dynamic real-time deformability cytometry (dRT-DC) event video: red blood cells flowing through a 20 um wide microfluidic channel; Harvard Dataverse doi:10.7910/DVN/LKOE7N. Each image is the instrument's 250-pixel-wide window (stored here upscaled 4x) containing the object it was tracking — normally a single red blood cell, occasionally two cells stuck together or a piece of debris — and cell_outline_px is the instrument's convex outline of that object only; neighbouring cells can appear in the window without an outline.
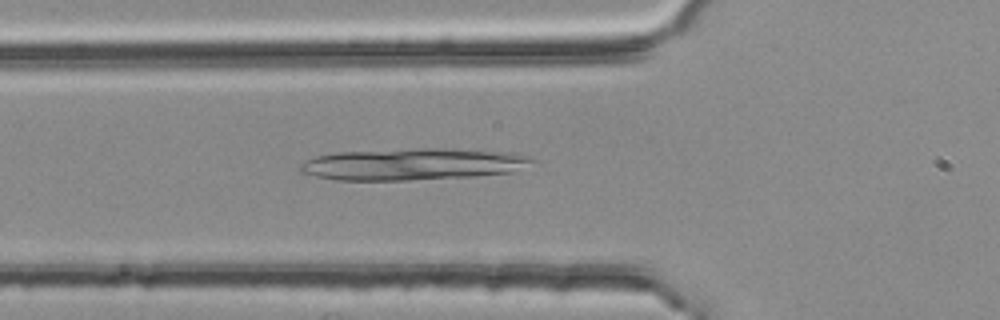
{"species": "common noctule bat (a hibernating species)", "species_latin": "Nyctalus noctula", "temperature_condition": "room temperature", "stored_images_in_passage": 39, "camera_frame_rate_fps": 3000, "um_per_image_px": 0.085, "animal": {"sex": "female", "body_mass_g": 25.1}, "frame": {"image": 1, "passage_image": 4, "time_ms": 1.0, "image_size_px": [1000, 320], "cell_outline_px": [[540, 160], [512, 172], [476, 176], [408, 180], [336, 180], [316, 176], [300, 172], [300, 164], [316, 156], [336, 152], [428, 148], [452, 148], [512, 152], [532, 156]], "centroid_in_image_um": [35.19, 13.94], "position_along_channel_um": 90.6, "area_um2": 43.23}}
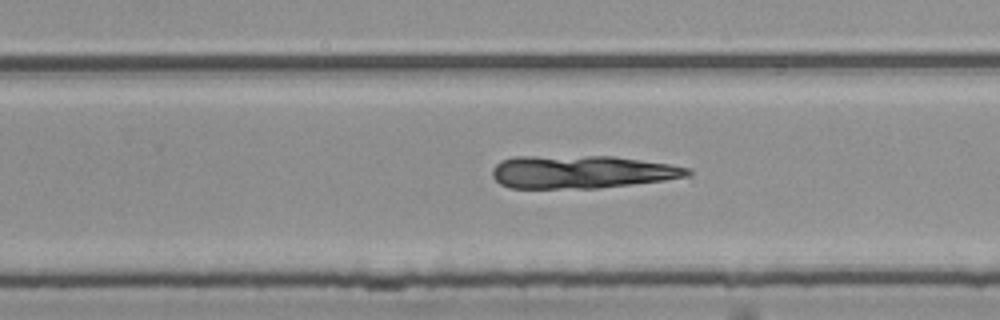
{"frame": {"image": 2, "passage_image": 19, "time_ms": 6.0, "image_size_px": [1000, 320], "cell_outline_px": [[692, 172], [688, 176], [664, 180], [600, 188], [508, 188], [500, 184], [492, 176], [492, 168], [500, 160], [516, 156], [616, 156], [668, 164], [688, 168]], "centroid_in_image_um": [49.39, 14.61], "position_along_channel_um": 280.4, "area_um2": 37.63}}
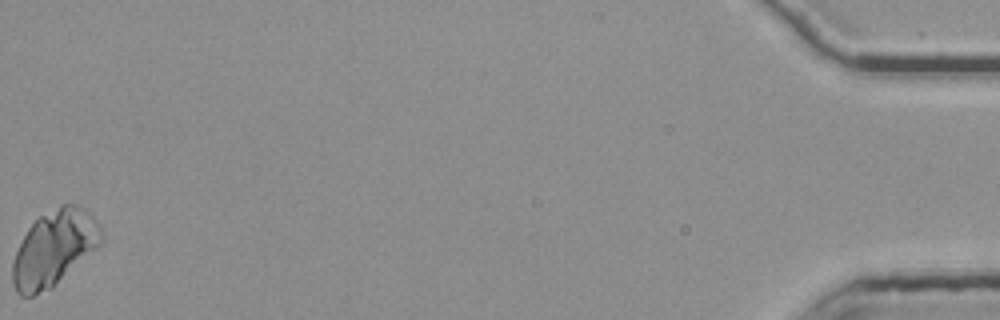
{"frame": {"image": 3, "passage_image": 39, "time_ms": 12.667, "image_size_px": [1000, 320], "cell_outline_px": [[104, 240], [96, 248], [52, 288], [32, 296], [20, 296], [16, 292], [12, 284], [12, 260], [28, 228], [40, 216], [60, 204], [76, 204], [88, 212], [100, 228]], "centroid_in_image_um": [4.57, 21.12], "position_along_channel_um": 430.6, "area_um2": 38.73}}